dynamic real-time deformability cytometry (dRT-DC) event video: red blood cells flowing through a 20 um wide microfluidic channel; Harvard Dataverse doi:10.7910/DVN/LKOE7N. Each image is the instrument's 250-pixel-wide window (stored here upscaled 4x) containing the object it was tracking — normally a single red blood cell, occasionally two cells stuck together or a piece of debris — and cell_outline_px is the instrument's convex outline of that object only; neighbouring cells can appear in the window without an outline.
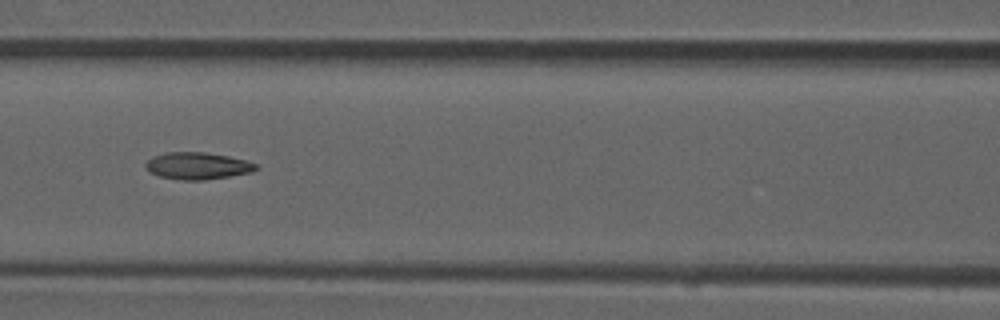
{"species": "common noctule bat (a hibernating species)", "species_latin": "Nyctalus noctula", "temperature_condition": "room temperature", "stored_images_in_passage": 9, "camera_frame_rate_fps": 3000, "um_per_image_px": 0.085, "animal": {"sex": "male", "forearm_length_mm": 52.5}, "frame": {"image": 1, "passage_image": 7, "time_ms": 2.0, "image_size_px": [1000, 320], "cell_outline_px": [[260, 168], [252, 172], [204, 180], [184, 180], [160, 176], [148, 172], [144, 168], [144, 164], [152, 156], [164, 152], [204, 152], [228, 156], [244, 160], [256, 164]], "centroid_in_image_um": [16.74, 14.09], "position_along_channel_um": 149.9, "area_um2": 17.4}}
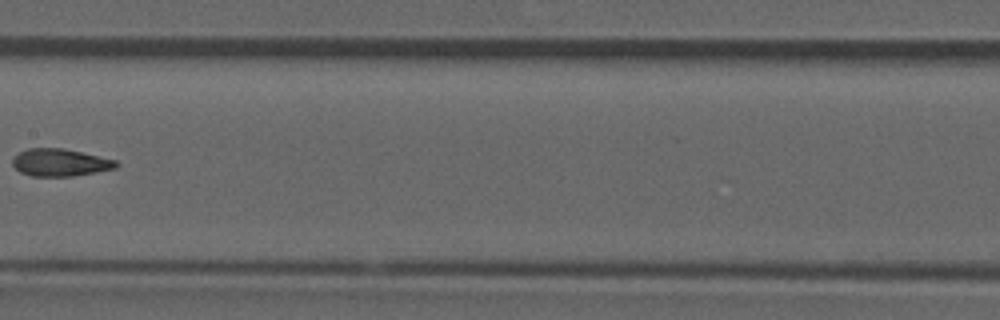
{"frame": {"image": 2, "passage_image": 8, "time_ms": 2.333, "image_size_px": [1000, 320], "cell_outline_px": [[120, 164], [116, 168], [96, 172], [72, 176], [32, 176], [20, 172], [12, 164], [12, 156], [28, 148], [64, 148], [116, 160]], "centroid_in_image_um": [5.1, 13.81], "position_along_channel_um": 202.3, "area_um2": 16.59}}
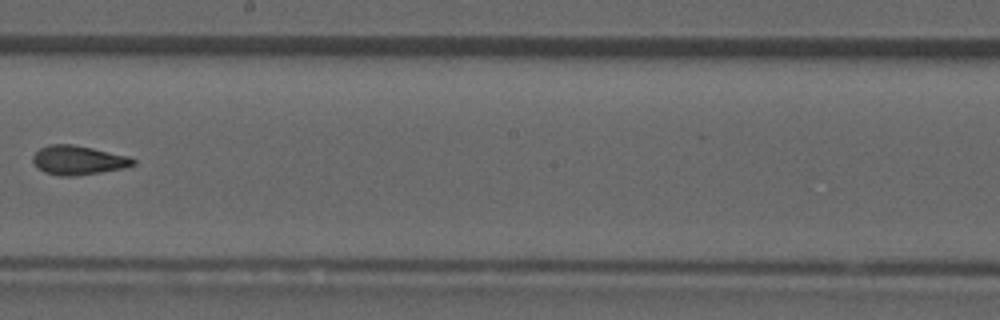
{"frame": {"image": 3, "passage_image": 9, "time_ms": 2.667, "image_size_px": [1000, 320], "cell_outline_px": [[136, 164], [124, 168], [100, 172], [72, 176], [60, 176], [44, 172], [36, 168], [32, 160], [32, 156], [40, 148], [48, 144], [72, 144], [92, 148], [128, 156], [136, 160]], "centroid_in_image_um": [6.62, 13.61], "position_along_channel_um": 241.6, "area_um2": 17.05}}